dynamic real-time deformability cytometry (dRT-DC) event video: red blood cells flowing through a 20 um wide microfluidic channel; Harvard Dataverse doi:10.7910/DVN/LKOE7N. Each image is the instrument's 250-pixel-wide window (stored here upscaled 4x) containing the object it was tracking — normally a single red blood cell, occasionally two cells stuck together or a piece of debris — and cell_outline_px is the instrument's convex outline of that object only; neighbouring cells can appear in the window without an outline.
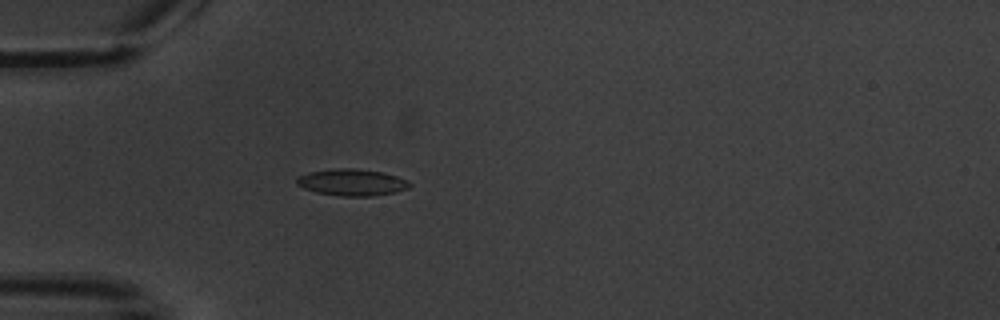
{"species": "common noctule bat (a hibernating species)", "species_latin": "Nyctalus noctula", "temperature_condition": "warm", "stored_images_in_passage": 2, "camera_frame_rate_fps": 3000, "um_per_image_px": 0.085, "animal": {"sex": "male", "body_mass_g": 20.1, "forearm_length_mm": 53.5}, "frame": {"image": 1, "passage_image": 2, "time_ms": 2.0, "image_size_px": [1000, 320], "cell_outline_px": [[412, 184], [408, 188], [396, 192], [372, 196], [340, 196], [316, 192], [304, 188], [296, 184], [296, 180], [300, 176], [308, 172], [340, 168], [356, 168], [380, 172], [396, 176], [408, 180]], "centroid_in_image_um": [29.93, 15.5], "position_along_channel_um": 55.1, "area_um2": 17.46}}